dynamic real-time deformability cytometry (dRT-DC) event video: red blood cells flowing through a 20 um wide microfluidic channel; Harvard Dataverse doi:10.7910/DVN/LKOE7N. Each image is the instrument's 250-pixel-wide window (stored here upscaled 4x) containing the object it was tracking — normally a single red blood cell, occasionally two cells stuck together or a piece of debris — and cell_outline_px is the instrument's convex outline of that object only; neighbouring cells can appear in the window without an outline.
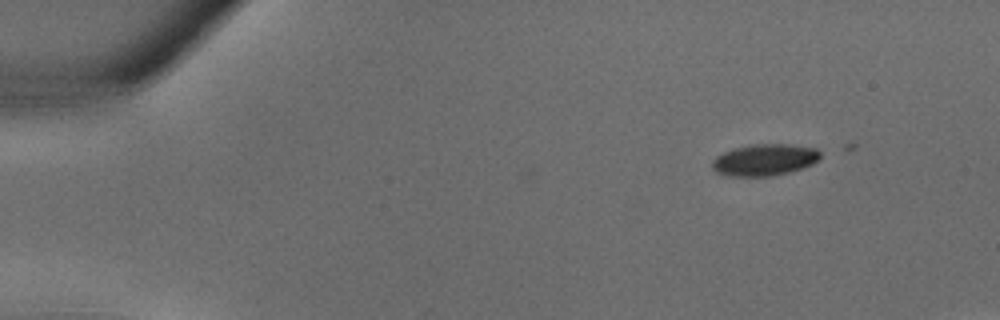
{"species": "common noctule bat (a hibernating species)", "species_latin": "Nyctalus noctula", "temperature_condition": "warm", "stored_images_in_passage": 27, "camera_frame_rate_fps": 3000, "um_per_image_px": 0.085, "animal": {"sex": "male", "body_mass_g": 18.8}, "frame": {"image": 1, "passage_image": 1, "time_ms": 0.0, "image_size_px": [1000, 320], "cell_outline_px": [[820, 156], [812, 164], [788, 172], [772, 176], [728, 176], [716, 172], [712, 168], [712, 160], [716, 156], [724, 152], [736, 148], [752, 144], [788, 144], [816, 148], [820, 152]], "centroid_in_image_um": [64.95, 13.59], "position_along_channel_um": 20.0, "area_um2": 19.77}}
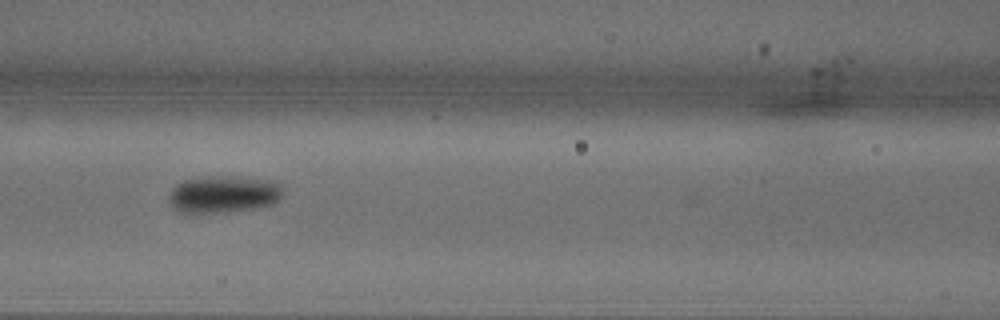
{"frame": {"image": 2, "passage_image": 13, "time_ms": 4.0, "image_size_px": [1000, 320], "cell_outline_px": [[280, 196], [272, 204], [260, 208], [200, 216], [196, 216], [176, 212], [172, 208], [168, 200], [168, 196], [172, 188], [176, 184], [184, 180], [208, 176], [232, 176], [268, 180], [280, 184]], "centroid_in_image_um": [18.87, 16.57], "position_along_channel_um": 147.7, "area_um2": 25.55}}
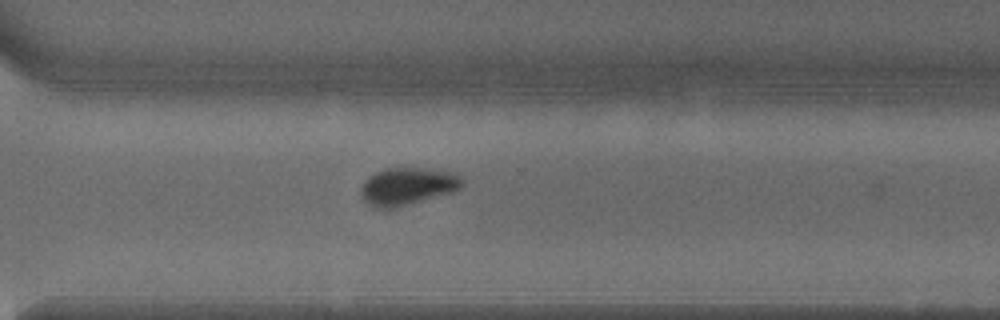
{"frame": {"image": 3, "passage_image": 23, "time_ms": 7.333, "image_size_px": [1000, 320], "cell_outline_px": [[464, 184], [460, 188], [452, 192], [396, 208], [376, 208], [368, 204], [364, 200], [360, 192], [360, 188], [364, 180], [368, 176], [384, 168], [420, 168], [452, 172], [460, 176], [464, 180]], "centroid_in_image_um": [34.62, 15.84], "position_along_channel_um": 336.0, "area_um2": 22.2}}